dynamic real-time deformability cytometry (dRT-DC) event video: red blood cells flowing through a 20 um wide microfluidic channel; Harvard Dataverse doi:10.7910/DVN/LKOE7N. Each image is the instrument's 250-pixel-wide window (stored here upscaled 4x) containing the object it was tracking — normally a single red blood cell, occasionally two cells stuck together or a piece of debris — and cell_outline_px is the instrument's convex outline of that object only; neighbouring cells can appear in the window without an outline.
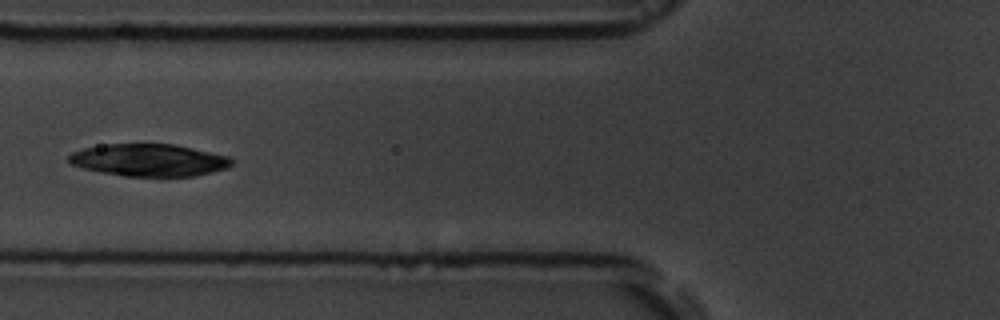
{"species": "common noctule bat (a hibernating species)", "species_latin": "Nyctalus noctula", "temperature_condition": "room temperature", "stored_images_in_passage": 7, "camera_frame_rate_fps": 3000, "um_per_image_px": 0.085, "animal": {"sex": "male", "body_mass_g": 19.5, "forearm_length_mm": 54.6}, "frame": {"image": 1, "passage_image": 7, "time_ms": 6.667, "image_size_px": [1000, 320], "cell_outline_px": [[232, 164], [228, 168], [196, 176], [124, 176], [100, 172], [84, 168], [72, 164], [68, 160], [68, 156], [72, 152], [84, 148], [108, 144], [172, 144], [192, 148], [228, 156], [232, 160]], "centroid_in_image_um": [12.67, 13.61], "position_along_channel_um": 113.1, "area_um2": 30.46}}